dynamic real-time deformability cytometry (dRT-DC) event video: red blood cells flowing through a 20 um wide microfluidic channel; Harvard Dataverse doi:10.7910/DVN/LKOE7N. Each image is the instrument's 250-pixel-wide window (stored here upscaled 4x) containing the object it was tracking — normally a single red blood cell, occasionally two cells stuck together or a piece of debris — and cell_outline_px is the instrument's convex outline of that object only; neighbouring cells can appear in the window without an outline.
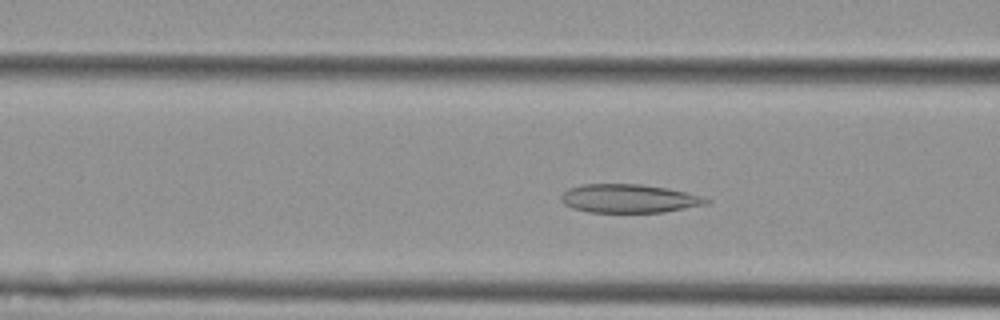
{"species": "Egyptian fruit bat (a non-hibernating species)", "species_latin": "Rousettus aegyptiacus", "temperature_condition": "cold", "stored_images_in_passage": 26, "camera_frame_rate_fps": 3000, "um_per_image_px": 0.085, "animal": {"sex": "female"}, "frame": {"image": 1, "passage_image": 10, "time_ms": 3.0, "image_size_px": [1000, 320], "cell_outline_px": [[712, 200], [708, 204], [664, 212], [588, 212], [572, 208], [564, 204], [560, 200], [560, 196], [568, 188], [584, 184], [640, 184], [668, 188], [688, 192]], "centroid_in_image_um": [53.46, 16.87], "position_along_channel_um": 113.1, "area_um2": 24.28}}
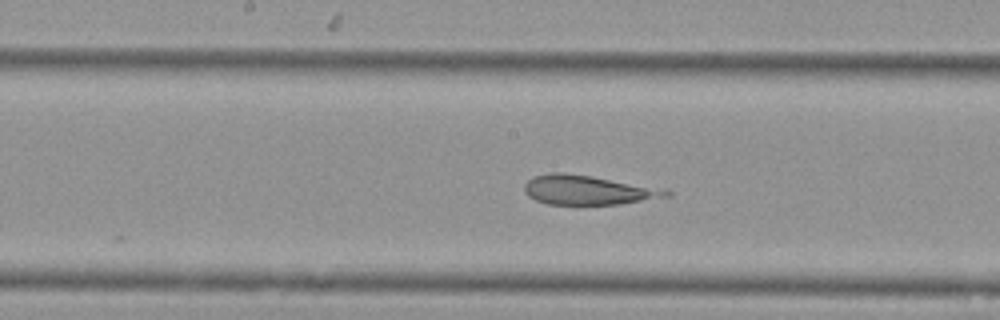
{"frame": {"image": 2, "passage_image": 17, "time_ms": 5.333, "image_size_px": [1000, 320], "cell_outline_px": [[672, 196], [620, 204], [548, 204], [536, 200], [528, 196], [524, 192], [524, 184], [532, 176], [548, 172], [564, 172], [592, 176], [668, 188], [672, 192]], "centroid_in_image_um": [50.03, 16.14], "position_along_channel_um": 198.2, "area_um2": 24.8}}
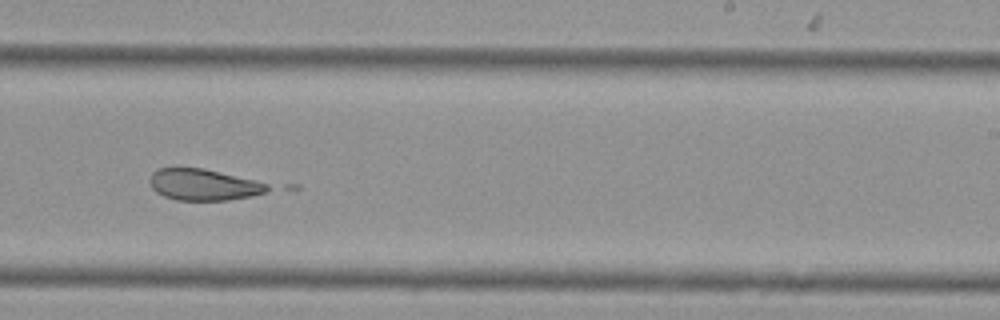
{"frame": {"image": 3, "passage_image": 23, "time_ms": 7.333, "image_size_px": [1000, 320], "cell_outline_px": [[276, 188], [268, 192], [252, 196], [228, 200], [176, 200], [164, 196], [156, 192], [152, 188], [148, 180], [152, 172], [156, 168], [176, 164], [204, 168], [268, 184]], "centroid_in_image_um": [17.24, 15.66], "position_along_channel_um": 271.8, "area_um2": 22.37}}